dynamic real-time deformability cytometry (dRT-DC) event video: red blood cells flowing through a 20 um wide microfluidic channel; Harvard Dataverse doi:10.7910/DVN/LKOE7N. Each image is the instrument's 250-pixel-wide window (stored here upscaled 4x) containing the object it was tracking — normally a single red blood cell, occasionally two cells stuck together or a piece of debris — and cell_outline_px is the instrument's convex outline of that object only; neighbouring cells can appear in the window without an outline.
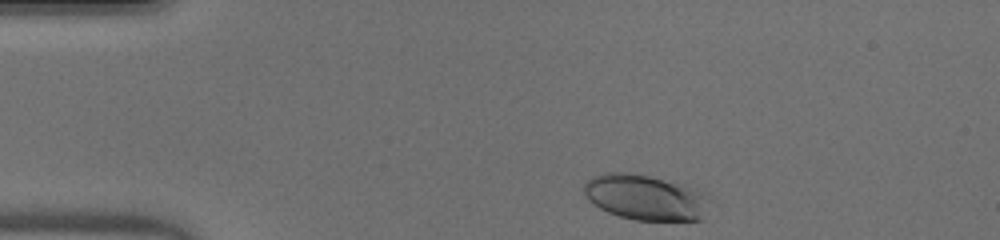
{"species": "human", "species_latin": "Homo sapiens", "temperature_condition": "warm", "stored_images_in_passage": 42, "camera_frame_rate_fps": 3000, "um_per_image_px": 0.085, "donor": {"sex": "male"}, "frame": {"image": 1, "passage_image": 1, "time_ms": 0.0, "image_size_px": [1000, 240], "cell_outline_px": [[712, 200], [704, 220], [636, 220], [620, 216], [608, 212], [600, 208], [588, 200], [584, 196], [584, 184], [592, 176], [604, 172], [628, 172], [648, 176], [676, 184], [708, 196]], "centroid_in_image_um": [54.83, 16.8], "position_along_channel_um": 30.2, "area_um2": 33.0}}
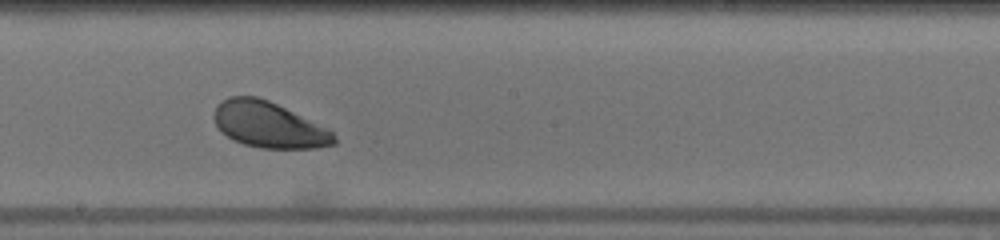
{"frame": {"image": 2, "passage_image": 20, "time_ms": 6.333, "image_size_px": [1000, 240], "cell_outline_px": [[336, 144], [316, 148], [260, 148], [244, 144], [232, 140], [216, 124], [212, 116], [216, 108], [228, 96], [256, 96], [268, 100], [332, 132], [336, 136]], "centroid_in_image_um": [22.82, 10.62], "position_along_channel_um": 225.4, "area_um2": 31.39}}
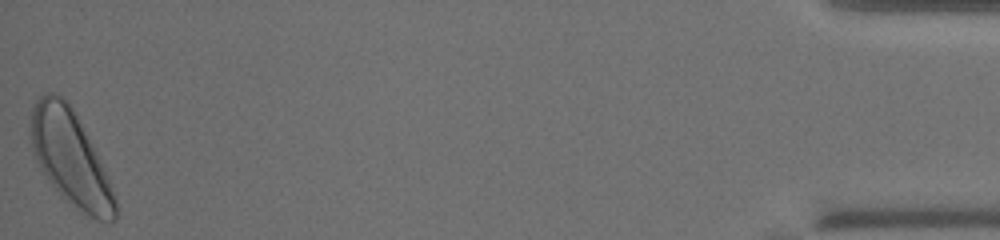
{"frame": {"image": 3, "passage_image": 42, "time_ms": 13.667, "image_size_px": [1000, 240], "cell_outline_px": [[116, 216], [108, 224], [96, 220], [80, 212], [60, 196], [48, 180], [40, 168], [36, 160], [32, 148], [32, 108], [36, 100], [40, 96], [48, 92], [56, 92], [72, 108], [104, 172], [116, 200]], "centroid_in_image_um": [5.96, 13.5], "position_along_channel_um": 429.2, "area_um2": 45.32}, "authors_computed_cell_mechanics": {"area_um2": 33.4084, "velocity_mm_per_s": 4.0539, "shape_relaxation_time_tau1_ms": 1.8805, "shape_relaxation_time_tau2_ms": null, "deformation_change_tau1": 0.1093, "deformation_change_tau2": null}}